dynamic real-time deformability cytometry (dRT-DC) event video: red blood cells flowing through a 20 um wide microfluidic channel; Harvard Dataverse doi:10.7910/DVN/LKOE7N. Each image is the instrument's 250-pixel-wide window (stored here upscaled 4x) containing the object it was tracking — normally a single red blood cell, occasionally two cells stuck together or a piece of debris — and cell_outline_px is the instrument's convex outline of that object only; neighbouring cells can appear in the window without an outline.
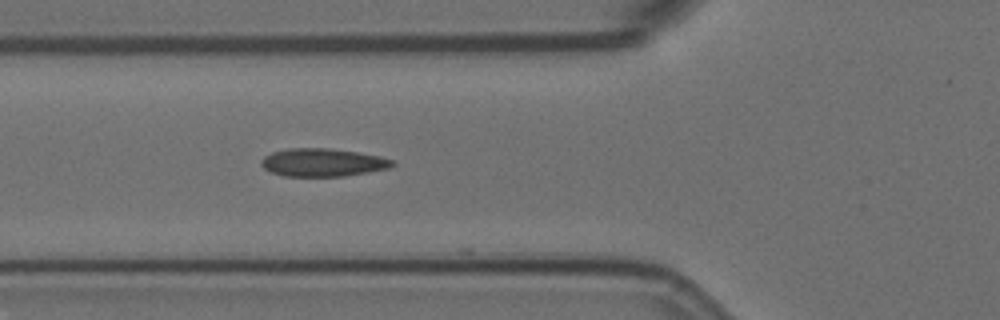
{"species": "Egyptian fruit bat (a non-hibernating species)", "species_latin": "Rousettus aegyptiacus", "temperature_condition": "room temperature", "stored_images_in_passage": 5, "camera_frame_rate_fps": 3000, "um_per_image_px": 0.085, "animal": {"sex": "female"}, "frame": {"image": 1, "passage_image": 5, "time_ms": 1.333, "image_size_px": [1000, 320], "cell_outline_px": [[396, 164], [388, 168], [368, 172], [344, 176], [284, 176], [272, 172], [264, 168], [260, 164], [260, 160], [264, 156], [272, 152], [288, 148], [328, 148], [356, 152], [380, 156], [392, 160]], "centroid_in_image_um": [27.4, 13.8], "position_along_channel_um": 98.4, "area_um2": 21.33}}